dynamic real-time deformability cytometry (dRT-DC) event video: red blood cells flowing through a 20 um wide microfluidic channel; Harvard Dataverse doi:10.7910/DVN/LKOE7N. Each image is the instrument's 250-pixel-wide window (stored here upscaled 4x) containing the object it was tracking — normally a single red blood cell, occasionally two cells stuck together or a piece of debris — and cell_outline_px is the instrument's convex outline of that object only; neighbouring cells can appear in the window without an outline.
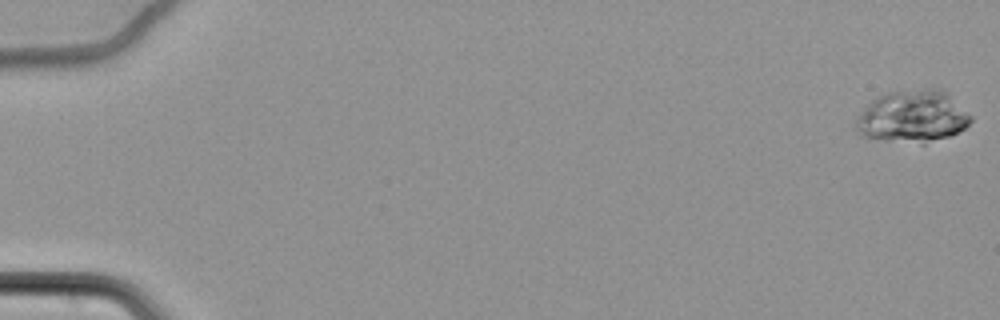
{"species": "common noctule bat (a hibernating species)", "species_latin": "Nyctalus noctula", "temperature_condition": "cold", "stored_images_in_passage": 64, "camera_frame_rate_fps": 3000, "um_per_image_px": 0.085, "animal": {"sex": "female", "body_mass_g": 22.7, "forearm_length_mm": 54.2}, "frame": {"image": 1, "passage_image": 1, "time_ms": 0.0, "image_size_px": [1000, 320], "cell_outline_px": [[972, 120], [964, 128], [948, 136], [924, 144], [920, 144], [884, 140], [860, 136], [856, 128], [856, 116], [872, 100], [888, 92], [924, 88], [940, 88], [948, 92], [972, 116]], "centroid_in_image_um": [77.57, 9.9], "position_along_channel_um": 7.4, "area_um2": 35.14}}
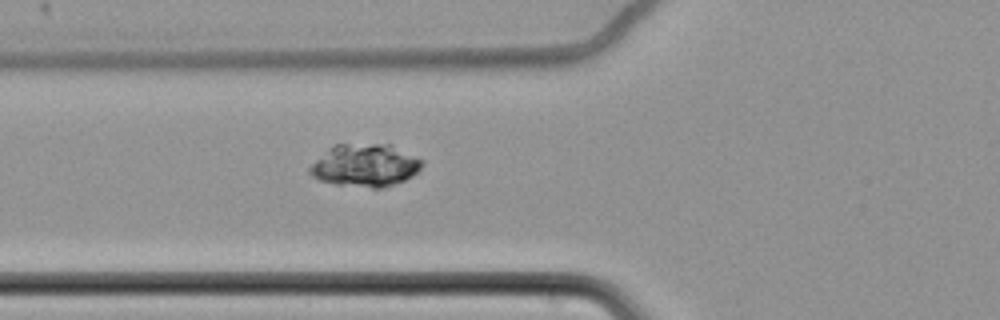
{"frame": {"image": 2, "passage_image": 27, "time_ms": 8.667, "image_size_px": [1000, 320], "cell_outline_px": [[424, 164], [412, 176], [404, 180], [384, 188], [372, 188], [336, 184], [320, 180], [312, 176], [308, 172], [308, 168], [328, 148], [336, 144], [392, 144], [424, 160]], "centroid_in_image_um": [31.05, 14.05], "position_along_channel_um": 94.7, "area_um2": 27.98}}
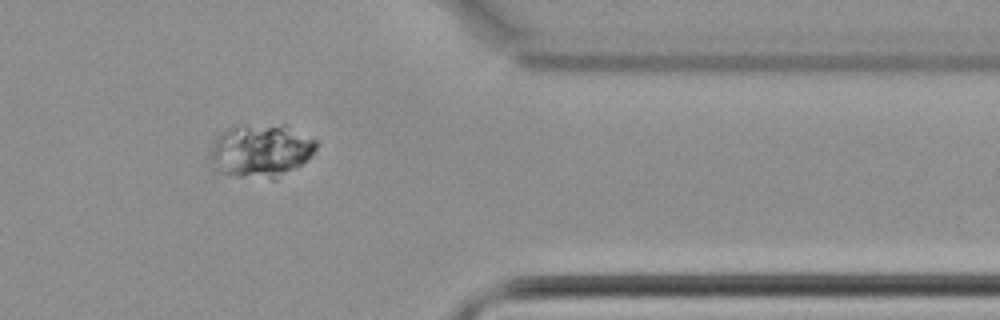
{"frame": {"image": 3, "passage_image": 54, "time_ms": 17.667, "image_size_px": [1000, 320], "cell_outline_px": [[316, 148], [312, 156], [296, 168], [276, 180], [272, 180], [228, 176], [212, 168], [208, 156], [208, 152], [216, 136], [220, 132], [228, 128], [244, 124], [288, 124], [316, 140]], "centroid_in_image_um": [22.13, 12.82], "position_along_channel_um": 389.3, "area_um2": 34.22}}